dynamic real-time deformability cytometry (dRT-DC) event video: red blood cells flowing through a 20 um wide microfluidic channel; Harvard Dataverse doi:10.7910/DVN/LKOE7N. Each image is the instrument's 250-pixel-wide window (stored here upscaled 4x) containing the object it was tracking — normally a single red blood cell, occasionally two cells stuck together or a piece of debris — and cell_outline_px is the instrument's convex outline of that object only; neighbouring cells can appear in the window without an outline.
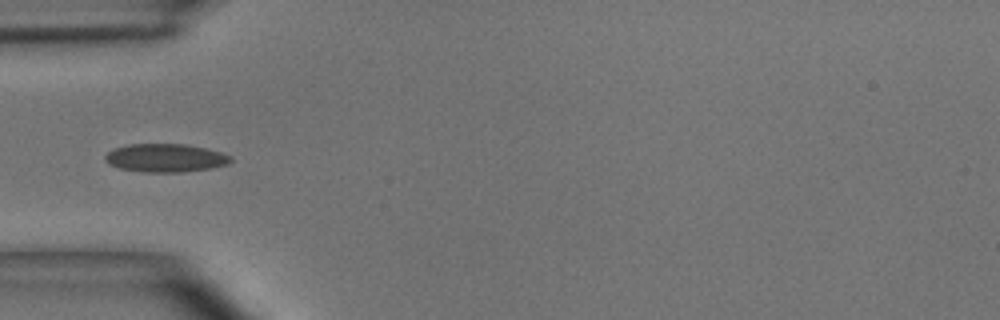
{"species": "common noctule bat (a hibernating species)", "species_latin": "Nyctalus noctula", "temperature_condition": "room temperature", "stored_images_in_passage": 3, "camera_frame_rate_fps": 3000, "um_per_image_px": 0.085, "animal": {"sex": "male", "body_mass_g": 15.6}, "frame": {"image": 1, "passage_image": 1, "time_ms": 0.0, "image_size_px": [1000, 320], "cell_outline_px": [[232, 160], [228, 164], [212, 168], [184, 172], [144, 172], [120, 168], [108, 164], [104, 160], [104, 156], [112, 148], [128, 144], [184, 144], [204, 148], [220, 152], [232, 156]], "centroid_in_image_um": [14.04, 13.42], "position_along_channel_um": 71.0, "area_um2": 20.81}}
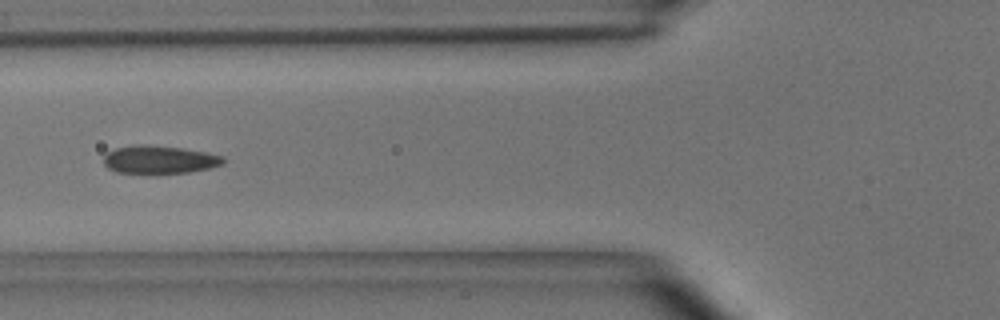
{"frame": {"image": 2, "passage_image": 2, "time_ms": 0.333, "image_size_px": [1000, 320], "cell_outline_px": [[224, 164], [208, 168], [188, 172], [116, 172], [108, 168], [104, 164], [104, 156], [108, 152], [116, 148], [136, 144], [180, 148], [208, 152], [224, 156]], "centroid_in_image_um": [13.56, 13.55], "position_along_channel_um": 112.2, "area_um2": 19.07}}